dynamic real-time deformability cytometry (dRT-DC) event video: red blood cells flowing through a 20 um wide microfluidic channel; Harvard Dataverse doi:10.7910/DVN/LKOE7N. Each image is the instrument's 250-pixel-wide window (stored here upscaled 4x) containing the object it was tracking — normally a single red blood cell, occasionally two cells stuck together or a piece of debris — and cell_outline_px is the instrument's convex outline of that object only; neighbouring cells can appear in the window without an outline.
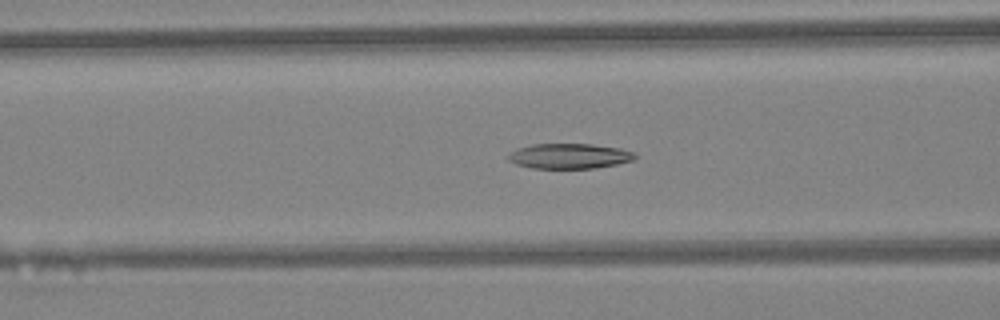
{"species": "Egyptian fruit bat (a non-hibernating species)", "species_latin": "Rousettus aegyptiacus", "temperature_condition": "warm", "stored_images_in_passage": 25, "camera_frame_rate_fps": 3000, "um_per_image_px": 0.085, "animal": {"sex": "female"}, "frame": {"image": 1, "passage_image": 7, "time_ms": 2.0, "image_size_px": [1000, 320], "cell_outline_px": [[636, 156], [632, 160], [616, 164], [596, 168], [532, 168], [516, 164], [508, 160], [508, 152], [516, 148], [532, 144], [592, 144], [620, 148], [636, 152]], "centroid_in_image_um": [48.37, 13.26], "position_along_channel_um": 118.2, "area_um2": 18.67}}
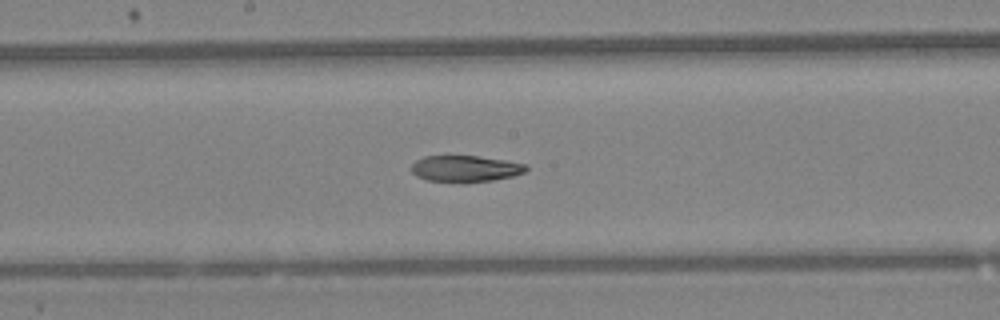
{"frame": {"image": 2, "passage_image": 13, "time_ms": 4.0, "image_size_px": [1000, 320], "cell_outline_px": [[528, 168], [524, 172], [512, 176], [492, 180], [464, 184], [428, 180], [416, 176], [408, 168], [416, 160], [424, 156], [480, 156], [528, 164]], "centroid_in_image_um": [39.52, 14.35], "position_along_channel_um": 208.7, "area_um2": 18.03}}
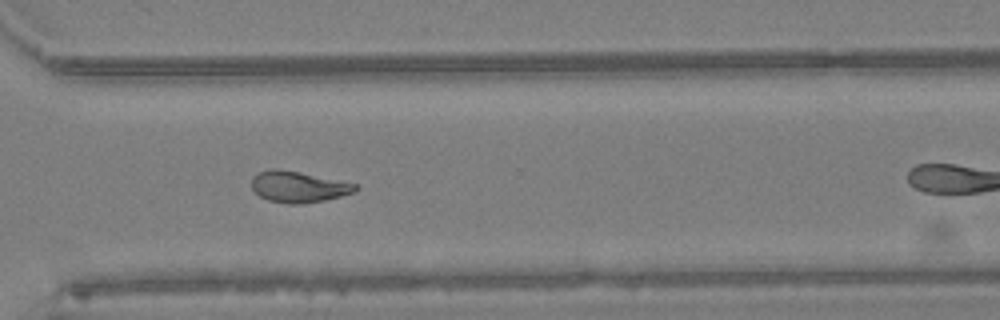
{"frame": {"image": 3, "passage_image": 22, "time_ms": 7.0, "image_size_px": [1000, 320], "cell_outline_px": [[360, 188], [352, 192], [340, 196], [324, 200], [300, 204], [288, 204], [268, 200], [260, 196], [252, 188], [252, 176], [260, 172], [272, 168], [276, 168], [300, 172], [356, 184]], "centroid_in_image_um": [25.33, 15.88], "position_along_channel_um": 345.3, "area_um2": 18.61}}